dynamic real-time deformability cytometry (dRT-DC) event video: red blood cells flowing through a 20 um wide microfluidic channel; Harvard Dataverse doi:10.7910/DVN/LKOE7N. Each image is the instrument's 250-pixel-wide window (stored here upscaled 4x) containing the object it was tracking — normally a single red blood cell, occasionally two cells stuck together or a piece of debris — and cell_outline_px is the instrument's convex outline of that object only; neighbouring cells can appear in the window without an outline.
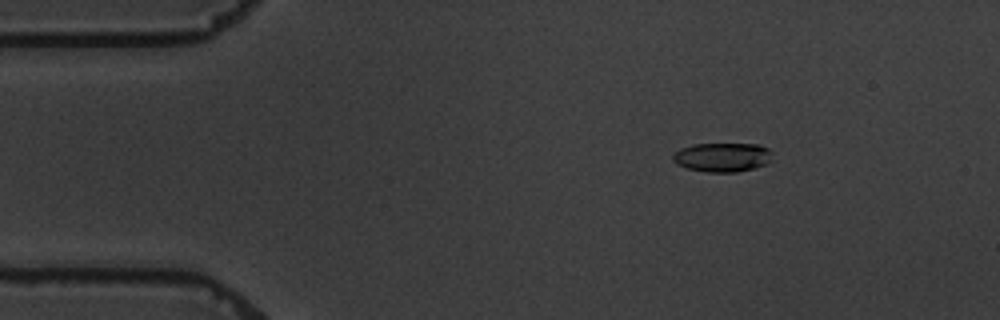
{"species": "common noctule bat (a hibernating species)", "species_latin": "Nyctalus noctula", "temperature_condition": "warm", "stored_images_in_passage": 9, "camera_frame_rate_fps": 3000, "um_per_image_px": 0.085, "animal": {"sex": "male", "body_mass_g": 19.5, "forearm_length_mm": 54.6}, "frame": {"image": 1, "passage_image": 3, "time_ms": 2.667, "image_size_px": [1000, 320], "cell_outline_px": [[772, 152], [768, 164], [736, 172], [708, 172], [688, 168], [676, 164], [672, 160], [672, 156], [680, 148], [692, 144], [760, 144], [768, 148]], "centroid_in_image_um": [61.4, 13.35], "position_along_channel_um": 23.6, "area_um2": 16.88}}
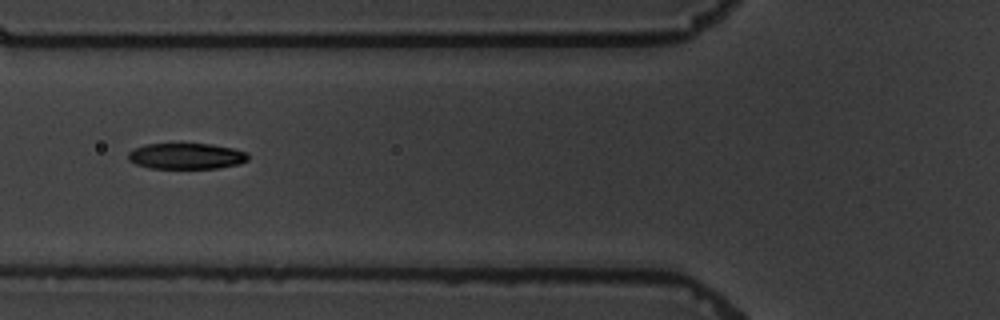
{"frame": {"image": 2, "passage_image": 7, "time_ms": 7.0, "image_size_px": [1000, 320], "cell_outline_px": [[248, 160], [240, 164], [220, 168], [148, 168], [136, 164], [128, 160], [128, 152], [144, 144], [212, 144], [232, 148], [248, 152]], "centroid_in_image_um": [15.85, 13.27], "position_along_channel_um": 109.9, "area_um2": 18.21}}
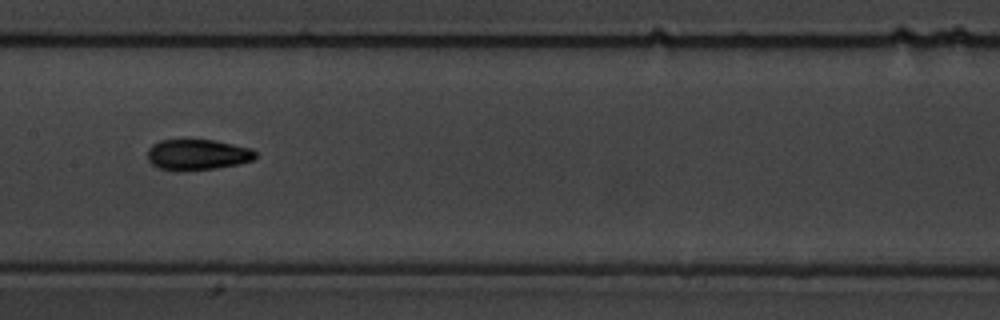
{"frame": {"image": 3, "passage_image": 9, "time_ms": 9.333, "image_size_px": [1000, 320], "cell_outline_px": [[256, 156], [252, 160], [236, 164], [216, 168], [184, 172], [172, 172], [160, 168], [152, 164], [148, 160], [148, 148], [152, 144], [160, 140], [212, 140], [252, 148], [256, 152]], "centroid_in_image_um": [16.74, 13.16], "position_along_channel_um": 190.7, "area_um2": 19.54}}